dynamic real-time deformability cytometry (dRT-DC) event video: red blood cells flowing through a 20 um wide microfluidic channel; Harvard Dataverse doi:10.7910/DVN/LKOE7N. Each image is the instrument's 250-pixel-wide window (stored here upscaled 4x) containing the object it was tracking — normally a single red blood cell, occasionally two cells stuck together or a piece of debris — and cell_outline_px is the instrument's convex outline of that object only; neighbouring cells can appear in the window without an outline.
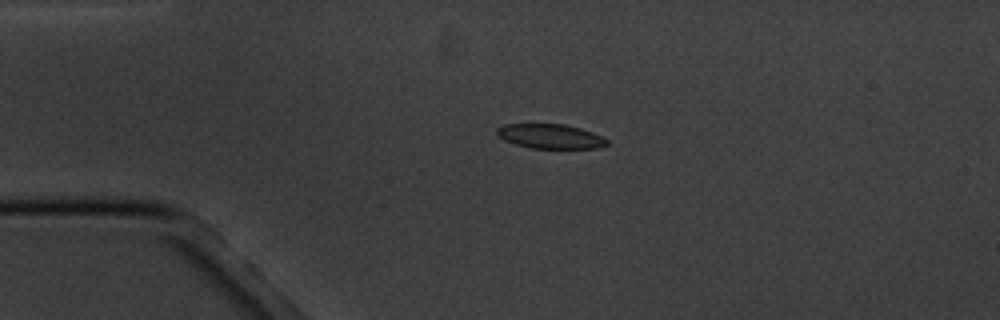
{"species": "common noctule bat (a hibernating species)", "species_latin": "Nyctalus noctula", "temperature_condition": "cold", "stored_images_in_passage": 5, "camera_frame_rate_fps": 3000, "um_per_image_px": 0.085, "animal": {"sex": "male", "body_mass_g": 20.1, "forearm_length_mm": 53.5}, "frame": {"image": 1, "passage_image": 4, "time_ms": 4.0, "image_size_px": [1000, 320], "cell_outline_px": [[608, 144], [596, 148], [532, 148], [516, 144], [504, 140], [496, 132], [496, 128], [504, 124], [564, 124], [580, 128], [592, 132], [608, 140]], "centroid_in_image_um": [46.77, 11.58], "position_along_channel_um": 38.2, "area_um2": 15.55}}
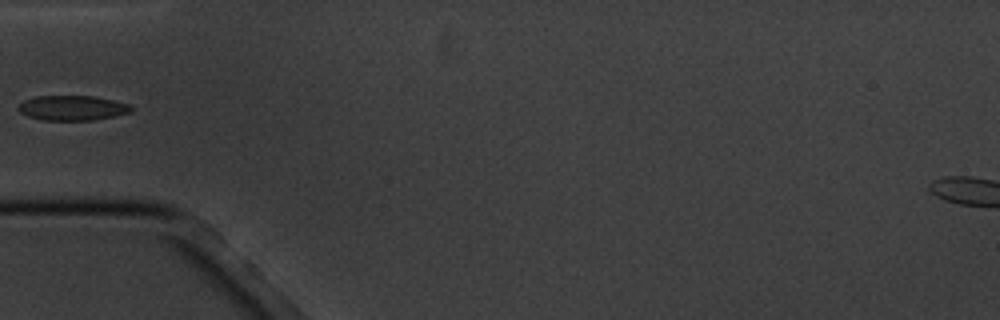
{"frame": {"image": 2, "passage_image": 5, "time_ms": 6.0, "image_size_px": [1000, 320], "cell_outline_px": [[132, 112], [92, 120], [40, 120], [28, 116], [20, 112], [16, 108], [24, 100], [36, 96], [92, 96], [132, 104]], "centroid_in_image_um": [6.14, 9.17], "position_along_channel_um": 78.9, "area_um2": 16.36}}